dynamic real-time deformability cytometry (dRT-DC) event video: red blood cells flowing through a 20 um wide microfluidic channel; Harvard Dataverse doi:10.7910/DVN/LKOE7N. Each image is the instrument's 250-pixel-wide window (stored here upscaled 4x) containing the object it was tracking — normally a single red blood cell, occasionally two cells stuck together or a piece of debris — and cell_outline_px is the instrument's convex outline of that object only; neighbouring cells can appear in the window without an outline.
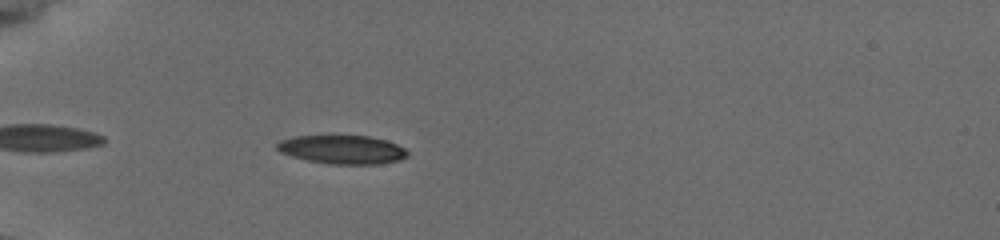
{"species": "common noctule bat (a hibernating species)", "species_latin": "Nyctalus noctula", "temperature_condition": "cold", "stored_images_in_passage": 39, "camera_frame_rate_fps": 3000, "um_per_image_px": 0.085, "animal": {"sex": "female", "body_mass_g": 19.5, "forearm_length_mm": 54.1}, "frame": {"image": 1, "passage_image": 4, "time_ms": 1.0, "image_size_px": [1000, 240], "cell_outline_px": [[408, 156], [400, 160], [380, 164], [328, 164], [308, 160], [292, 156], [280, 152], [276, 148], [276, 144], [280, 140], [296, 136], [368, 136], [384, 140], [396, 144], [404, 148], [408, 152]], "centroid_in_image_um": [29.1, 12.72], "position_along_channel_um": 55.9, "area_um2": 21.68}}
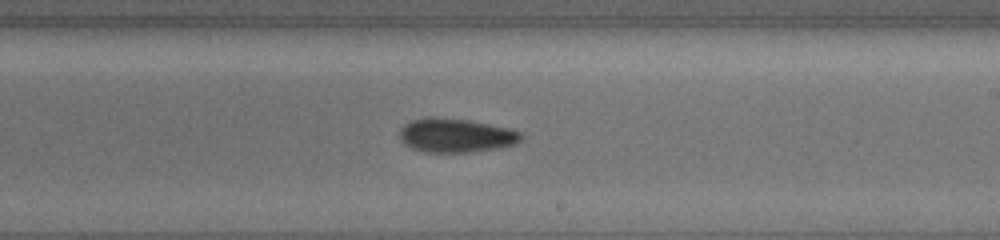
{"frame": {"image": 2, "passage_image": 21, "time_ms": 6.667, "image_size_px": [1000, 240], "cell_outline_px": [[524, 140], [516, 144], [500, 148], [468, 152], [424, 152], [412, 148], [404, 144], [400, 140], [400, 128], [404, 124], [412, 120], [428, 116], [432, 116], [468, 120], [512, 128], [524, 132]], "centroid_in_image_um": [38.81, 11.5], "position_along_channel_um": 250.2, "area_um2": 24.57}}
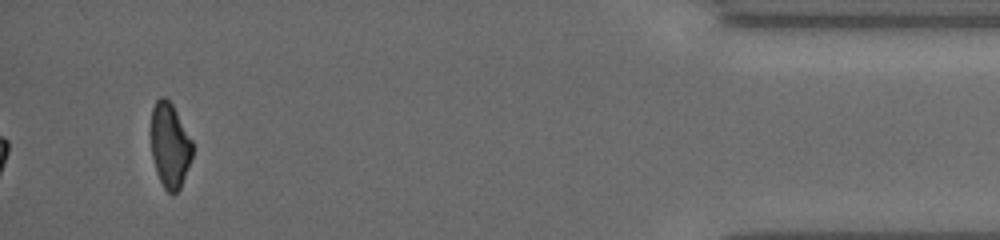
{"frame": {"image": 3, "passage_image": 39, "time_ms": 12.667, "image_size_px": [1000, 240], "cell_outline_px": [[192, 156], [180, 188], [172, 196], [164, 188], [156, 172], [152, 156], [152, 108], [156, 100], [160, 96], [164, 96], [172, 104], [192, 140]], "centroid_in_image_um": [14.44, 12.36], "position_along_channel_um": 420.8, "area_um2": 20.23}, "authors_computed_cell_mechanics": {"area_um2": 23.0044, "velocity_mm_per_s": 3.7905, "shape_relaxation_time_tau1_ms": 4.6294, "shape_relaxation_time_tau2_ms": null, "deformation_change_tau1": 0.1448, "deformation_change_tau2": null}}